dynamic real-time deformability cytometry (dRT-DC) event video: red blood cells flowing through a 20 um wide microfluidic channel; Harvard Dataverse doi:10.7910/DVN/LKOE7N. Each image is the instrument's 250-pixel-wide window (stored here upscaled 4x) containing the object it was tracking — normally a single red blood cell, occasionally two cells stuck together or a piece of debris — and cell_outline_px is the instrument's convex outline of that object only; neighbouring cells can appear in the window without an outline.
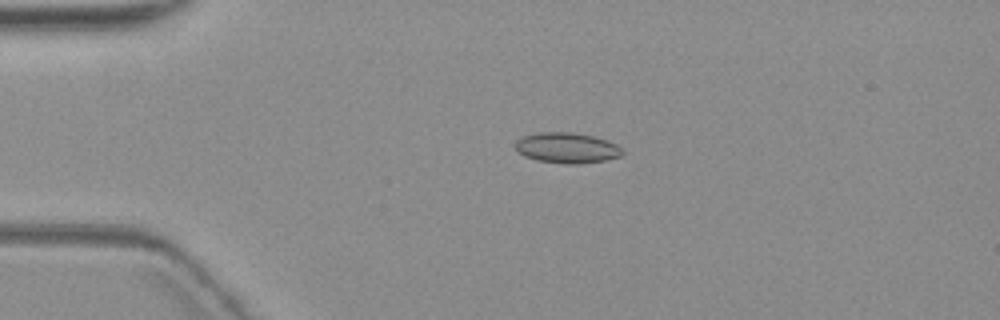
{"species": "common noctule bat (a hibernating species)", "species_latin": "Nyctalus noctula", "temperature_condition": "warm", "stored_images_in_passage": 5, "camera_frame_rate_fps": 3000, "um_per_image_px": 0.085, "animal": {"sex": "female", "body_mass_g": 19.3, "forearm_length_mm": 54.1}, "frame": {"image": 1, "passage_image": 4, "time_ms": 3.667, "image_size_px": [1000, 320], "cell_outline_px": [[624, 152], [620, 156], [604, 160], [580, 164], [564, 164], [536, 160], [524, 156], [516, 152], [516, 140], [524, 136], [540, 132], [572, 132], [592, 136], [616, 144], [624, 148]], "centroid_in_image_um": [48.17, 12.58], "position_along_channel_um": 36.8, "area_um2": 19.07}}